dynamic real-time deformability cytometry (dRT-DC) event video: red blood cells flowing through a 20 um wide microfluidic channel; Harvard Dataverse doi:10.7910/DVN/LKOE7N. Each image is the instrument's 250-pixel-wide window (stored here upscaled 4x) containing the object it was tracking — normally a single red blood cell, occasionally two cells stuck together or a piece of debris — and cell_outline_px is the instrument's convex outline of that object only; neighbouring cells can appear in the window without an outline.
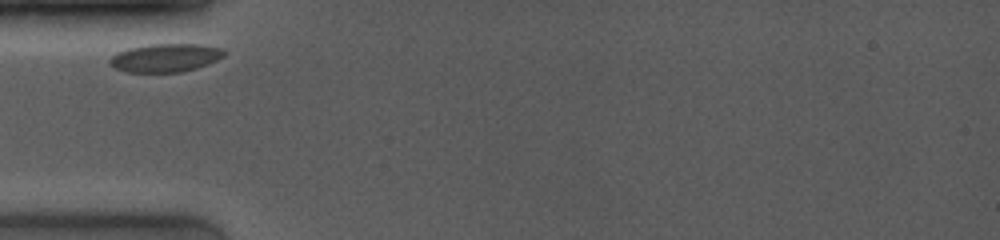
{"species": "common noctule bat (a hibernating species)", "species_latin": "Nyctalus noctula", "temperature_condition": "room temperature", "stored_images_in_passage": 23, "camera_frame_rate_fps": 4000, "um_per_image_px": 0.085, "animal": {"sex": "female", "body_mass_g": 19.0, "forearm_length_mm": 53.3}, "frame": {"image": 1, "passage_image": 1, "time_ms": 0.0, "image_size_px": [1000, 240], "cell_outline_px": [[224, 56], [208, 64], [196, 68], [180, 72], [128, 72], [116, 68], [108, 64], [108, 60], [116, 52], [128, 48], [148, 44], [200, 44], [220, 48], [224, 52]], "centroid_in_image_um": [14.01, 4.91], "position_along_channel_um": 71.0, "area_um2": 18.84}}
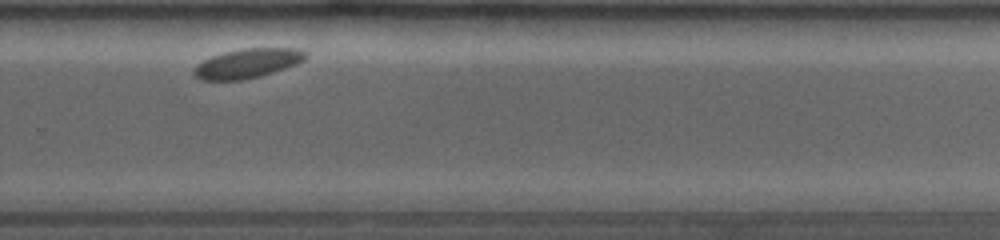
{"frame": {"image": 2, "passage_image": 16, "time_ms": 6.75, "image_size_px": [1000, 240], "cell_outline_px": [[308, 56], [304, 60], [296, 64], [260, 76], [240, 80], [200, 80], [192, 72], [196, 64], [212, 56], [224, 52], [244, 48], [300, 48], [308, 52]], "centroid_in_image_um": [21.05, 5.37], "position_along_channel_um": 308.7, "area_um2": 19.13}}
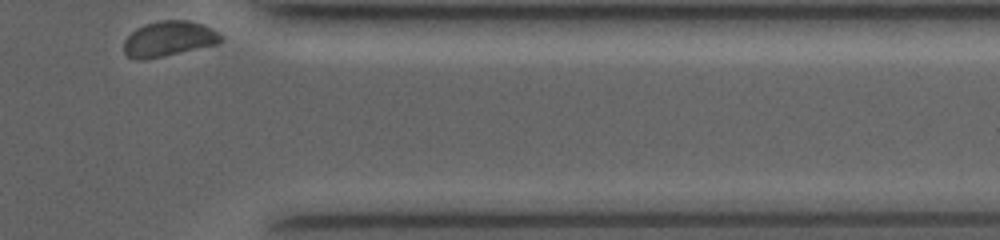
{"frame": {"image": 3, "passage_image": 23, "time_ms": 9.25, "image_size_px": [1000, 240], "cell_outline_px": [[224, 40], [220, 44], [164, 56], [144, 60], [136, 60], [128, 56], [124, 52], [124, 40], [136, 28], [144, 24], [160, 20], [188, 20], [204, 24], [216, 32]], "centroid_in_image_um": [14.35, 3.3], "position_along_channel_um": 397.1, "area_um2": 20.11}}